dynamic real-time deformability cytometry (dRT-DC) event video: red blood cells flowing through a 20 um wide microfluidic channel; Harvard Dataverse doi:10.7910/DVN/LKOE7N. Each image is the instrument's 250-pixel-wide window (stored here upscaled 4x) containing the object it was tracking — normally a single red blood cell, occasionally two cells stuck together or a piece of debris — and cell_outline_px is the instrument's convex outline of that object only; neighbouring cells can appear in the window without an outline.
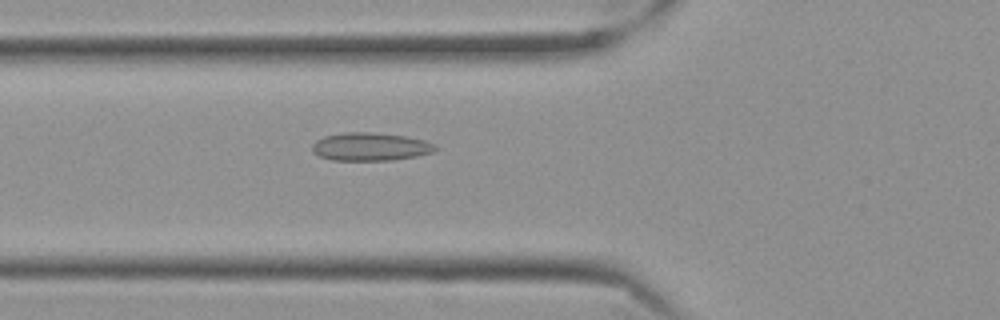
{"species": "Egyptian fruit bat (a non-hibernating species)", "species_latin": "Rousettus aegyptiacus", "temperature_condition": "cold", "stored_images_in_passage": 58, "camera_frame_rate_fps": 3000, "um_per_image_px": 0.085, "frame": {"image": 1, "passage_image": 22, "time_ms": 7.0, "image_size_px": [1000, 320], "cell_outline_px": [[440, 148], [432, 152], [416, 156], [392, 160], [332, 160], [320, 156], [312, 152], [312, 144], [316, 140], [324, 136], [340, 132], [368, 132], [404, 136], [424, 140], [436, 144]], "centroid_in_image_um": [31.47, 12.46], "position_along_channel_um": 94.3, "area_um2": 20.23}}
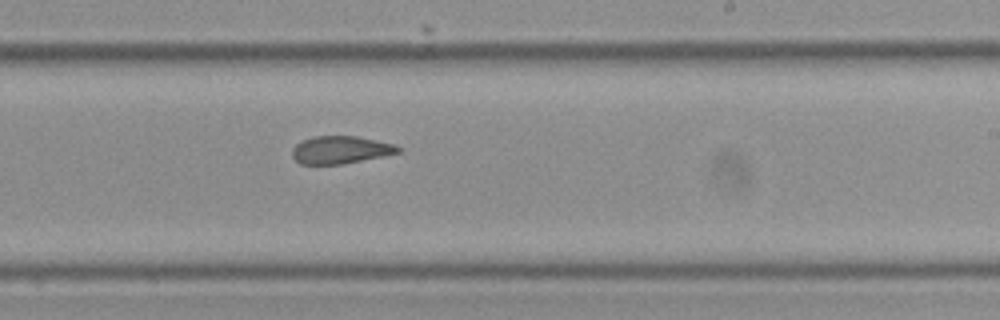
{"frame": {"image": 2, "passage_image": 36, "time_ms": 11.667, "image_size_px": [1000, 320], "cell_outline_px": [[404, 148], [400, 152], [384, 156], [340, 164], [300, 164], [292, 156], [292, 148], [300, 140], [312, 136], [356, 136], [396, 144]], "centroid_in_image_um": [28.96, 12.72], "position_along_channel_um": 260.0, "area_um2": 17.22}}
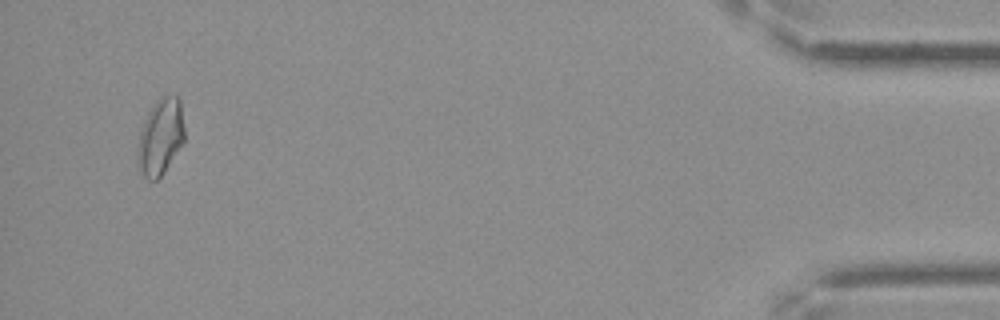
{"frame": {"image": 3, "passage_image": 56, "time_ms": 18.333, "image_size_px": [1000, 320], "cell_outline_px": [[184, 140], [164, 172], [156, 180], [148, 180], [140, 172], [136, 164], [136, 148], [140, 128], [152, 104], [160, 96], [180, 96], [184, 128]], "centroid_in_image_um": [13.6, 11.62], "position_along_channel_um": 421.6, "area_um2": 21.21}, "authors_computed_cell_mechanics": {"area_um2": 19.2474, "velocity_mm_per_s": 3.5353, "shape_relaxation_time_tau1_ms": null, "shape_relaxation_time_tau2_ms": 3.3258, "deformation_change_tau1": null, "deformation_change_tau2": 0.0778}}